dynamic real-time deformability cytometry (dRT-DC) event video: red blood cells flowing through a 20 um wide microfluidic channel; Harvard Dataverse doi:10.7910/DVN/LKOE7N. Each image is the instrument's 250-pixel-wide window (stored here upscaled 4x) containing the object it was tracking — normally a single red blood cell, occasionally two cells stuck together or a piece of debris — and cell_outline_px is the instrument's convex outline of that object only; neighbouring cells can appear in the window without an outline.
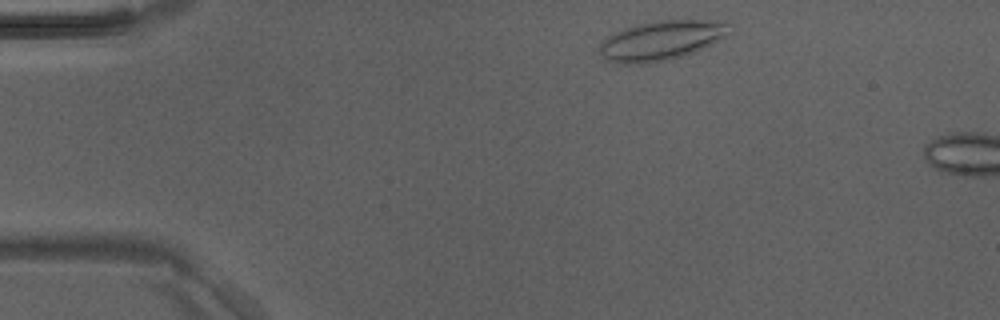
{"species": "Egyptian fruit bat (a non-hibernating species)", "species_latin": "Rousettus aegyptiacus", "temperature_condition": "room temperature", "stored_images_in_passage": 2, "camera_frame_rate_fps": 3000, "um_per_image_px": 0.085, "animal": {"sex": "male"}, "frame": {"image": 1, "passage_image": 1, "time_ms": 0.0, "image_size_px": [1000, 320], "cell_outline_px": [[732, 32], [728, 36], [704, 48], [672, 60], [644, 64], [624, 64], [604, 60], [600, 52], [600, 44], [608, 36], [624, 28], [636, 24], [656, 20], [700, 20], [732, 24]], "centroid_in_image_um": [56.23, 3.45], "position_along_channel_um": 28.8, "area_um2": 30.23}}